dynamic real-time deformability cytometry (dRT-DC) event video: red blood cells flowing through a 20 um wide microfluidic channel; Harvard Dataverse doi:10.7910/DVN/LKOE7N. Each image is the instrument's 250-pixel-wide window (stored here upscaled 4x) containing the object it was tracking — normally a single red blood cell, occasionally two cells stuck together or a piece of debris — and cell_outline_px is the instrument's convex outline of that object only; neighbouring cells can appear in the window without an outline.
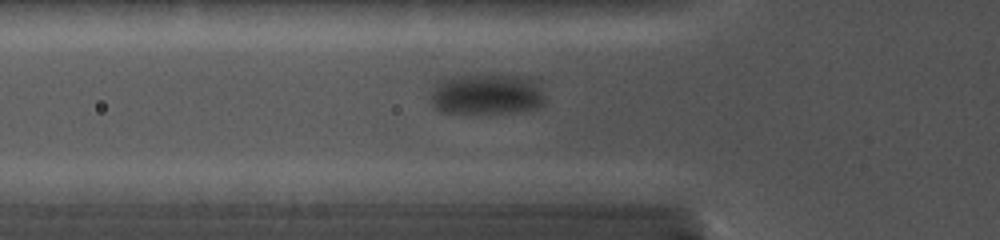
{"species": "common noctule bat (a hibernating species)", "species_latin": "Nyctalus noctula", "temperature_condition": "cold", "stored_images_in_passage": 36, "camera_frame_rate_fps": 5000, "um_per_image_px": 0.085, "animal": {"sex": "female", "body_mass_g": 19.0, "forearm_length_mm": 56.7}, "frame": {"image": 1, "passage_image": 9, "time_ms": 3.6, "image_size_px": [1000, 240], "cell_outline_px": [[544, 104], [536, 108], [520, 112], [440, 112], [432, 104], [432, 96], [440, 80], [452, 76], [532, 76], [536, 80], [544, 96]], "centroid_in_image_um": [41.45, 8.01], "position_along_channel_um": 84.4, "area_um2": 26.7}}
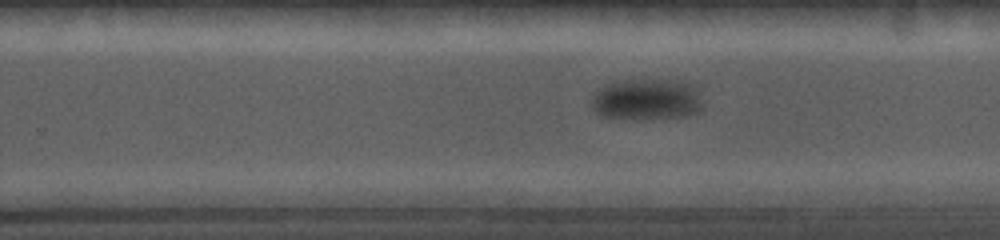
{"frame": {"image": 2, "passage_image": 21, "time_ms": 9.0, "image_size_px": [1000, 240], "cell_outline_px": [[704, 108], [700, 112], [688, 116], [604, 116], [596, 112], [592, 108], [592, 96], [604, 84], [616, 80], [684, 80], [700, 84], [704, 104]], "centroid_in_image_um": [55.13, 8.37], "position_along_channel_um": 274.7, "area_um2": 26.82}}
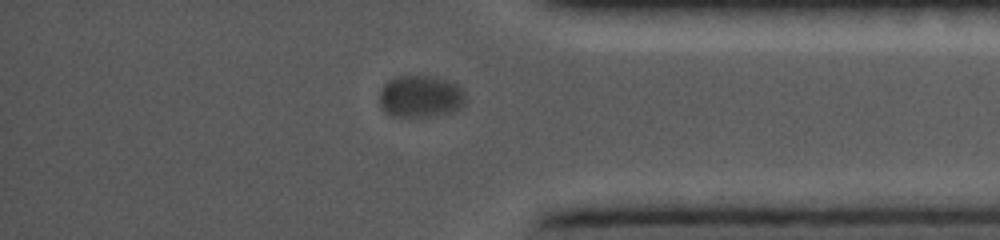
{"frame": {"image": 3, "passage_image": 32, "time_ms": 12.6, "image_size_px": [1000, 240], "cell_outline_px": [[464, 104], [456, 112], [428, 116], [392, 116], [384, 112], [380, 108], [380, 92], [384, 84], [388, 80], [396, 76], [428, 76], [444, 80], [456, 84], [464, 92]], "centroid_in_image_um": [35.71, 8.21], "position_along_channel_um": 399.5, "area_um2": 21.04}}